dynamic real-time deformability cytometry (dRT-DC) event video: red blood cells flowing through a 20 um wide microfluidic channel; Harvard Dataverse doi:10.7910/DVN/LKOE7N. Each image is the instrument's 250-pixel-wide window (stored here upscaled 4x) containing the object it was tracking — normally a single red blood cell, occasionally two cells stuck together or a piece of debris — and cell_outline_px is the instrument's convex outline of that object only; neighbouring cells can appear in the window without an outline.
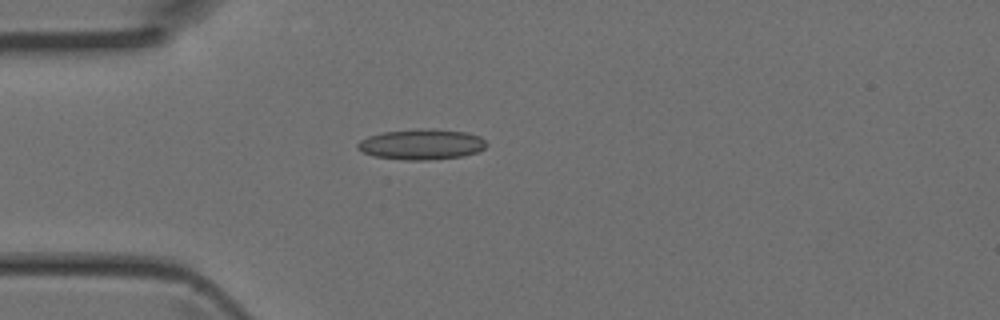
{"species": "Egyptian fruit bat (a non-hibernating species)", "species_latin": "Rousettus aegyptiacus", "temperature_condition": "room temperature", "stored_images_in_passage": 4, "camera_frame_rate_fps": 3000, "um_per_image_px": 0.085, "animal": {"sex": "female"}, "frame": {"image": 1, "passage_image": 4, "time_ms": 1.0, "image_size_px": [1000, 320], "cell_outline_px": [[488, 144], [484, 148], [476, 152], [460, 156], [428, 160], [404, 160], [376, 156], [364, 152], [356, 148], [356, 144], [360, 140], [368, 136], [380, 132], [416, 128], [432, 128], [468, 132], [480, 136]], "centroid_in_image_um": [35.82, 12.24], "position_along_channel_um": 49.2, "area_um2": 23.12}}